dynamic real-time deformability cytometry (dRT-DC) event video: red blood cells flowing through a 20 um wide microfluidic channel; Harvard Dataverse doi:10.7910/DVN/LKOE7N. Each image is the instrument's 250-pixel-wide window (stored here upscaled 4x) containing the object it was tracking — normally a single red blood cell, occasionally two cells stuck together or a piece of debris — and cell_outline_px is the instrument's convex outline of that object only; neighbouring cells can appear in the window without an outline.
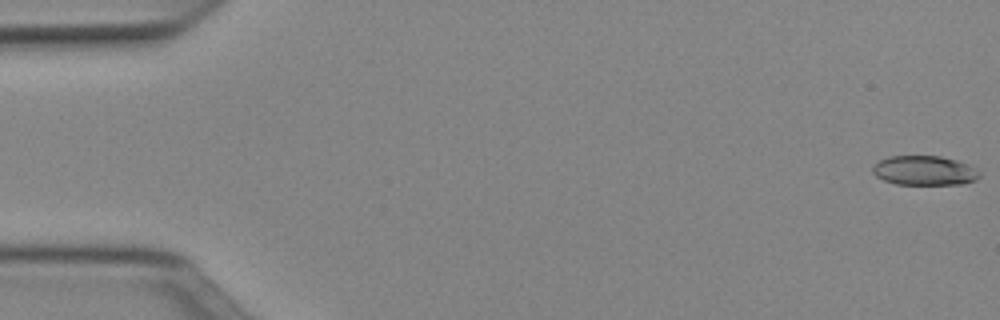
{"species": "Egyptian fruit bat (a non-hibernating species)", "species_latin": "Rousettus aegyptiacus", "temperature_condition": "cold", "stored_images_in_passage": 51, "camera_frame_rate_fps": 3000, "um_per_image_px": 0.085, "animal": {"sex": "female"}, "frame": {"image": 1, "passage_image": 1, "time_ms": 0.0, "image_size_px": [1000, 320], "cell_outline_px": [[980, 176], [976, 180], [964, 184], [896, 184], [884, 180], [876, 176], [872, 172], [872, 164], [888, 156], [940, 156], [956, 160], [968, 164], [980, 172]], "centroid_in_image_um": [78.56, 14.49], "position_along_channel_um": 6.4, "area_um2": 18.44}}
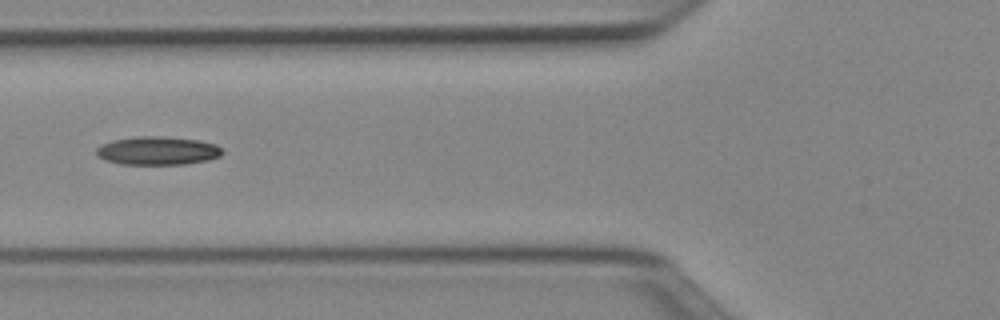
{"frame": {"image": 2, "passage_image": 20, "time_ms": 6.333, "image_size_px": [1000, 320], "cell_outline_px": [[224, 152], [220, 156], [208, 160], [184, 164], [120, 164], [104, 160], [96, 156], [96, 148], [100, 144], [112, 140], [136, 136], [164, 136], [200, 140], [216, 144]], "centroid_in_image_um": [13.37, 12.8], "position_along_channel_um": 112.4, "area_um2": 21.1}}
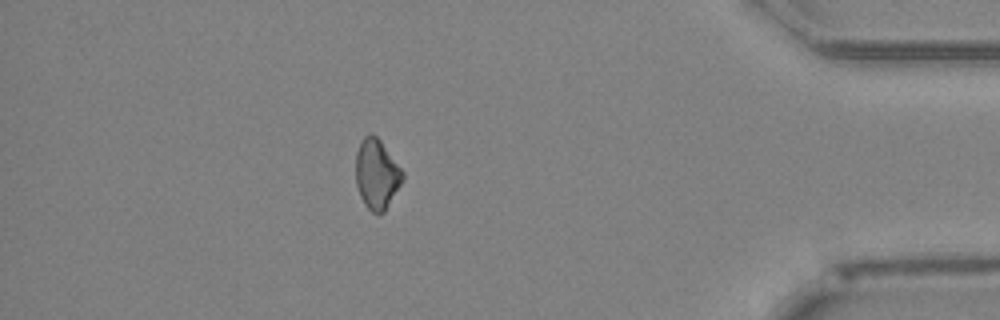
{"frame": {"image": 3, "passage_image": 45, "time_ms": 14.667, "image_size_px": [1000, 320], "cell_outline_px": [[404, 180], [384, 212], [372, 212], [364, 204], [360, 196], [356, 184], [356, 152], [360, 140], [364, 136], [372, 132], [380, 140], [404, 172]], "centroid_in_image_um": [32.02, 14.78], "position_along_channel_um": 403.2, "area_um2": 19.13}}